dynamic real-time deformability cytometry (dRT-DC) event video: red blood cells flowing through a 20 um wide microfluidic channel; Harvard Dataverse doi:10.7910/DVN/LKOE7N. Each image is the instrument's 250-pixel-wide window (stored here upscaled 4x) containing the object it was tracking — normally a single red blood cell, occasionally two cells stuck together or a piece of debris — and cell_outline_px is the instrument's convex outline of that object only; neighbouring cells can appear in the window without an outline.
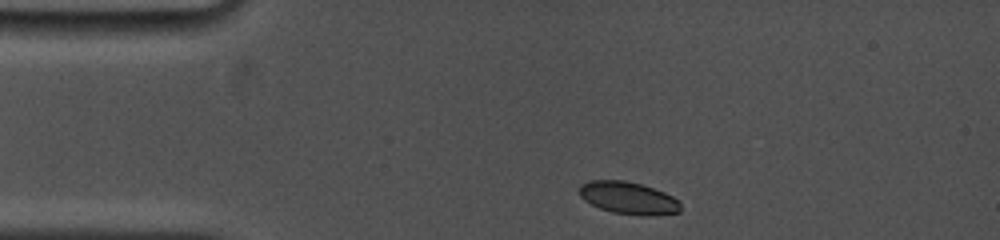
{"species": "common noctule bat (a hibernating species)", "species_latin": "Nyctalus noctula", "temperature_condition": "cold", "stored_images_in_passage": 5, "camera_frame_rate_fps": 5000, "um_per_image_px": 0.085, "animal": {"sex": "female", "body_mass_g": 19.0, "forearm_length_mm": 53.3}, "frame": {"image": 1, "passage_image": 1, "time_ms": 0.0, "image_size_px": [1000, 240], "cell_outline_px": [[680, 212], [648, 216], [640, 216], [612, 212], [600, 208], [584, 200], [580, 196], [580, 184], [588, 180], [624, 180], [640, 184], [664, 192], [680, 200]], "centroid_in_image_um": [53.41, 16.83], "position_along_channel_um": 31.6, "area_um2": 19.13}}